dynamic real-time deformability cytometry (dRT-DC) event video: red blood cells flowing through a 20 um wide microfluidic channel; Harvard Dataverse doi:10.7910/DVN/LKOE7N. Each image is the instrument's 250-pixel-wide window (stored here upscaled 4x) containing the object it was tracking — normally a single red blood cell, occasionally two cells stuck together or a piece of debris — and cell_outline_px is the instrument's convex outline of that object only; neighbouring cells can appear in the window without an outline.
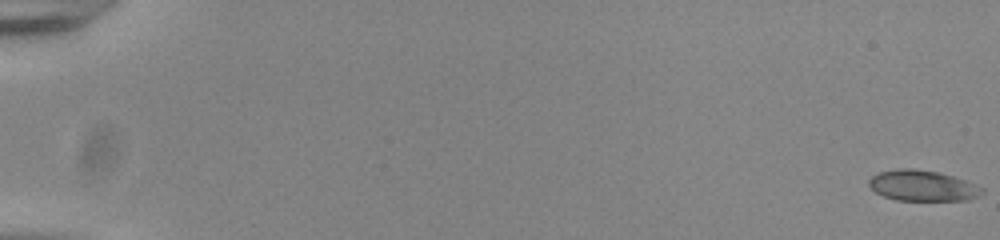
{"species": "common noctule bat (a hibernating species)", "species_latin": "Nyctalus noctula", "temperature_condition": "room temperature", "stored_images_in_passage": 18, "camera_frame_rate_fps": 3000, "um_per_image_px": 0.085, "animal": {"sex": "male", "body_mass_g": 20.0, "forearm_length_mm": 53.3}, "frame": {"image": 1, "passage_image": 1, "time_ms": 0.0, "image_size_px": [1000, 240], "cell_outline_px": [[984, 192], [968, 200], [896, 200], [884, 196], [876, 192], [868, 184], [868, 180], [872, 176], [880, 172], [896, 168], [912, 168], [936, 172], [952, 176], [964, 180], [984, 188]], "centroid_in_image_um": [78.39, 15.78], "position_along_channel_um": 6.6, "area_um2": 20.06}}